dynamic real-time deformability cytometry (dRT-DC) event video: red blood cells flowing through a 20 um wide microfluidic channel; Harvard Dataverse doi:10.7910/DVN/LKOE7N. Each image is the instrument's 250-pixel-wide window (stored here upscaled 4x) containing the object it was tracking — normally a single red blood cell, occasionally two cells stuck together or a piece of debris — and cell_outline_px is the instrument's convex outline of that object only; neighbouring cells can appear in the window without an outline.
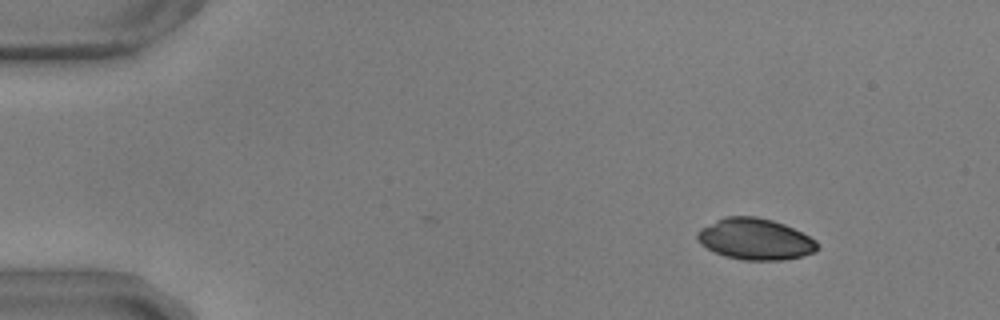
{"species": "common noctule bat (a hibernating species)", "species_latin": "Nyctalus noctula", "temperature_condition": "warm", "stored_images_in_passage": 43, "camera_frame_rate_fps": 3000, "um_per_image_px": 0.085, "animal": {"sex": "male", "body_mass_g": 17.9, "forearm_length_mm": 54.2}, "frame": {"image": 1, "passage_image": 1, "time_ms": 0.0, "image_size_px": [1000, 320], "cell_outline_px": [[820, 248], [816, 252], [800, 256], [780, 260], [744, 260], [724, 256], [700, 244], [696, 236], [696, 232], [700, 228], [724, 216], [756, 216], [772, 220], [784, 224], [816, 240]], "centroid_in_image_um": [64.17, 20.32], "position_along_channel_um": 20.8, "area_um2": 28.84}}
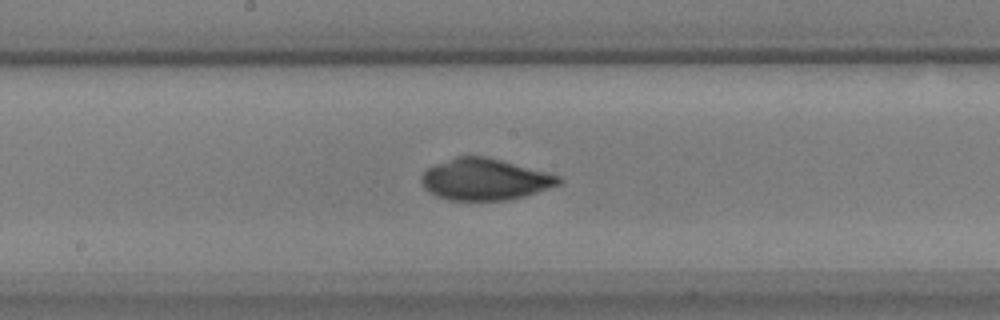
{"frame": {"image": 2, "passage_image": 24, "time_ms": 7.667, "image_size_px": [1000, 320], "cell_outline_px": [[564, 180], [560, 184], [524, 196], [508, 200], [448, 200], [436, 196], [428, 192], [424, 188], [420, 180], [420, 176], [428, 168], [436, 164], [456, 156], [488, 156], [560, 176]], "centroid_in_image_um": [41.19, 15.24], "position_along_channel_um": 207.0, "area_um2": 33.23}}
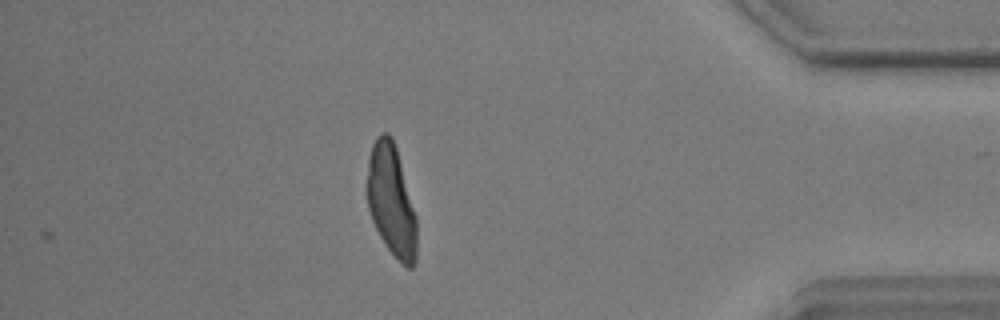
{"frame": {"image": 3, "passage_image": 43, "time_ms": 14.0, "image_size_px": [1000, 320], "cell_outline_px": [[416, 260], [412, 268], [408, 268], [384, 244], [372, 220], [368, 208], [368, 156], [372, 144], [376, 136], [380, 132], [388, 132], [392, 136], [396, 148], [416, 216]], "centroid_in_image_um": [33.26, 17.01], "position_along_channel_um": 401.9, "area_um2": 31.91}}